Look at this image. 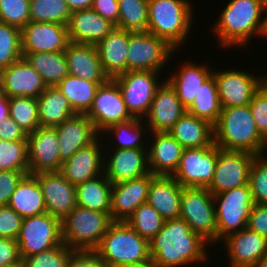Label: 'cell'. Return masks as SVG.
Returning <instances> with one entry per match:
<instances>
[{
  "label": "cell",
  "instance_id": "6da1fadb",
  "mask_svg": "<svg viewBox=\"0 0 267 267\" xmlns=\"http://www.w3.org/2000/svg\"><path fill=\"white\" fill-rule=\"evenodd\" d=\"M151 260L158 267H184L206 261V245L181 218L165 220L162 229L149 241Z\"/></svg>",
  "mask_w": 267,
  "mask_h": 267
},
{
  "label": "cell",
  "instance_id": "7a4b0ae2",
  "mask_svg": "<svg viewBox=\"0 0 267 267\" xmlns=\"http://www.w3.org/2000/svg\"><path fill=\"white\" fill-rule=\"evenodd\" d=\"M213 129L214 143L220 149L266 153L267 141L259 134L249 105L222 108Z\"/></svg>",
  "mask_w": 267,
  "mask_h": 267
},
{
  "label": "cell",
  "instance_id": "3957f363",
  "mask_svg": "<svg viewBox=\"0 0 267 267\" xmlns=\"http://www.w3.org/2000/svg\"><path fill=\"white\" fill-rule=\"evenodd\" d=\"M263 10L262 0H230L214 24L220 45L247 46L253 34L258 36Z\"/></svg>",
  "mask_w": 267,
  "mask_h": 267
},
{
  "label": "cell",
  "instance_id": "277c9868",
  "mask_svg": "<svg viewBox=\"0 0 267 267\" xmlns=\"http://www.w3.org/2000/svg\"><path fill=\"white\" fill-rule=\"evenodd\" d=\"M94 251L109 267L151 260L149 241L133 230L126 221H114Z\"/></svg>",
  "mask_w": 267,
  "mask_h": 267
},
{
  "label": "cell",
  "instance_id": "5b68a950",
  "mask_svg": "<svg viewBox=\"0 0 267 267\" xmlns=\"http://www.w3.org/2000/svg\"><path fill=\"white\" fill-rule=\"evenodd\" d=\"M193 7L188 0H148L147 31L165 39L176 50L190 33Z\"/></svg>",
  "mask_w": 267,
  "mask_h": 267
},
{
  "label": "cell",
  "instance_id": "8992f818",
  "mask_svg": "<svg viewBox=\"0 0 267 267\" xmlns=\"http://www.w3.org/2000/svg\"><path fill=\"white\" fill-rule=\"evenodd\" d=\"M113 222L110 212L77 205L62 220L63 243L74 250H94Z\"/></svg>",
  "mask_w": 267,
  "mask_h": 267
},
{
  "label": "cell",
  "instance_id": "52a82bcc",
  "mask_svg": "<svg viewBox=\"0 0 267 267\" xmlns=\"http://www.w3.org/2000/svg\"><path fill=\"white\" fill-rule=\"evenodd\" d=\"M217 222V243L247 226L254 205L249 185L213 194ZM218 206V207H217Z\"/></svg>",
  "mask_w": 267,
  "mask_h": 267
},
{
  "label": "cell",
  "instance_id": "ba28073f",
  "mask_svg": "<svg viewBox=\"0 0 267 267\" xmlns=\"http://www.w3.org/2000/svg\"><path fill=\"white\" fill-rule=\"evenodd\" d=\"M180 218L206 242L217 243L214 199L207 188H182Z\"/></svg>",
  "mask_w": 267,
  "mask_h": 267
},
{
  "label": "cell",
  "instance_id": "9c48e42d",
  "mask_svg": "<svg viewBox=\"0 0 267 267\" xmlns=\"http://www.w3.org/2000/svg\"><path fill=\"white\" fill-rule=\"evenodd\" d=\"M21 257H28L63 243L62 220L48 212L25 217L16 239Z\"/></svg>",
  "mask_w": 267,
  "mask_h": 267
},
{
  "label": "cell",
  "instance_id": "30bf717a",
  "mask_svg": "<svg viewBox=\"0 0 267 267\" xmlns=\"http://www.w3.org/2000/svg\"><path fill=\"white\" fill-rule=\"evenodd\" d=\"M176 49L165 39L148 31H129L127 71L150 70L161 72ZM170 57V58H169Z\"/></svg>",
  "mask_w": 267,
  "mask_h": 267
},
{
  "label": "cell",
  "instance_id": "8fae6325",
  "mask_svg": "<svg viewBox=\"0 0 267 267\" xmlns=\"http://www.w3.org/2000/svg\"><path fill=\"white\" fill-rule=\"evenodd\" d=\"M218 152L214 142L210 146L184 149L172 177L183 187L208 188L214 177Z\"/></svg>",
  "mask_w": 267,
  "mask_h": 267
},
{
  "label": "cell",
  "instance_id": "7c38bea8",
  "mask_svg": "<svg viewBox=\"0 0 267 267\" xmlns=\"http://www.w3.org/2000/svg\"><path fill=\"white\" fill-rule=\"evenodd\" d=\"M150 70L127 71L114 78L122 93L126 108L133 118L145 117L152 104L155 92L161 85L157 75Z\"/></svg>",
  "mask_w": 267,
  "mask_h": 267
},
{
  "label": "cell",
  "instance_id": "4fadbf2b",
  "mask_svg": "<svg viewBox=\"0 0 267 267\" xmlns=\"http://www.w3.org/2000/svg\"><path fill=\"white\" fill-rule=\"evenodd\" d=\"M85 115L99 134L113 124L133 118L126 108L118 84L113 79L98 87L92 106Z\"/></svg>",
  "mask_w": 267,
  "mask_h": 267
},
{
  "label": "cell",
  "instance_id": "5bb4252c",
  "mask_svg": "<svg viewBox=\"0 0 267 267\" xmlns=\"http://www.w3.org/2000/svg\"><path fill=\"white\" fill-rule=\"evenodd\" d=\"M255 156L247 151L219 148L214 177L207 188L209 192L213 195L247 185Z\"/></svg>",
  "mask_w": 267,
  "mask_h": 267
},
{
  "label": "cell",
  "instance_id": "9a60e30c",
  "mask_svg": "<svg viewBox=\"0 0 267 267\" xmlns=\"http://www.w3.org/2000/svg\"><path fill=\"white\" fill-rule=\"evenodd\" d=\"M221 108L249 105L254 93L266 81L267 76L256 78L242 70L213 71Z\"/></svg>",
  "mask_w": 267,
  "mask_h": 267
},
{
  "label": "cell",
  "instance_id": "2e32d148",
  "mask_svg": "<svg viewBox=\"0 0 267 267\" xmlns=\"http://www.w3.org/2000/svg\"><path fill=\"white\" fill-rule=\"evenodd\" d=\"M27 143L29 174L60 171L62 161L55 127H38L27 134Z\"/></svg>",
  "mask_w": 267,
  "mask_h": 267
},
{
  "label": "cell",
  "instance_id": "e0dca14e",
  "mask_svg": "<svg viewBox=\"0 0 267 267\" xmlns=\"http://www.w3.org/2000/svg\"><path fill=\"white\" fill-rule=\"evenodd\" d=\"M163 82L155 92L152 104L145 116L147 119L143 118L149 132H169L179 118L187 112V108L179 100L175 89L167 80Z\"/></svg>",
  "mask_w": 267,
  "mask_h": 267
},
{
  "label": "cell",
  "instance_id": "ac0fdd59",
  "mask_svg": "<svg viewBox=\"0 0 267 267\" xmlns=\"http://www.w3.org/2000/svg\"><path fill=\"white\" fill-rule=\"evenodd\" d=\"M47 88L40 74L22 57L0 70V91L11 97H33Z\"/></svg>",
  "mask_w": 267,
  "mask_h": 267
},
{
  "label": "cell",
  "instance_id": "d6986e66",
  "mask_svg": "<svg viewBox=\"0 0 267 267\" xmlns=\"http://www.w3.org/2000/svg\"><path fill=\"white\" fill-rule=\"evenodd\" d=\"M44 196L46 211L63 220L76 206V186L59 171L35 174Z\"/></svg>",
  "mask_w": 267,
  "mask_h": 267
},
{
  "label": "cell",
  "instance_id": "ffe728a7",
  "mask_svg": "<svg viewBox=\"0 0 267 267\" xmlns=\"http://www.w3.org/2000/svg\"><path fill=\"white\" fill-rule=\"evenodd\" d=\"M156 175L151 172L142 177L112 184L110 215L113 221H126L148 200V189Z\"/></svg>",
  "mask_w": 267,
  "mask_h": 267
},
{
  "label": "cell",
  "instance_id": "44dd1931",
  "mask_svg": "<svg viewBox=\"0 0 267 267\" xmlns=\"http://www.w3.org/2000/svg\"><path fill=\"white\" fill-rule=\"evenodd\" d=\"M22 52H61L70 43L66 25L30 21L21 29Z\"/></svg>",
  "mask_w": 267,
  "mask_h": 267
},
{
  "label": "cell",
  "instance_id": "7402d4cb",
  "mask_svg": "<svg viewBox=\"0 0 267 267\" xmlns=\"http://www.w3.org/2000/svg\"><path fill=\"white\" fill-rule=\"evenodd\" d=\"M99 139V140H98ZM102 137L99 136L89 145L79 149L71 158L62 162L60 173L74 186L104 174V158ZM103 152V154H102ZM104 155V156H103Z\"/></svg>",
  "mask_w": 267,
  "mask_h": 267
},
{
  "label": "cell",
  "instance_id": "603a6c76",
  "mask_svg": "<svg viewBox=\"0 0 267 267\" xmlns=\"http://www.w3.org/2000/svg\"><path fill=\"white\" fill-rule=\"evenodd\" d=\"M223 240L230 267H255L267 252V238L247 227Z\"/></svg>",
  "mask_w": 267,
  "mask_h": 267
},
{
  "label": "cell",
  "instance_id": "cb8c5ba5",
  "mask_svg": "<svg viewBox=\"0 0 267 267\" xmlns=\"http://www.w3.org/2000/svg\"><path fill=\"white\" fill-rule=\"evenodd\" d=\"M116 26L92 9L74 11L66 24L71 43L97 45Z\"/></svg>",
  "mask_w": 267,
  "mask_h": 267
},
{
  "label": "cell",
  "instance_id": "d4e9b609",
  "mask_svg": "<svg viewBox=\"0 0 267 267\" xmlns=\"http://www.w3.org/2000/svg\"><path fill=\"white\" fill-rule=\"evenodd\" d=\"M104 162V174L112 184L136 179L150 173L148 149H114Z\"/></svg>",
  "mask_w": 267,
  "mask_h": 267
},
{
  "label": "cell",
  "instance_id": "484cf974",
  "mask_svg": "<svg viewBox=\"0 0 267 267\" xmlns=\"http://www.w3.org/2000/svg\"><path fill=\"white\" fill-rule=\"evenodd\" d=\"M59 140V156L63 162L79 149L92 143L99 133L85 114H75L55 127Z\"/></svg>",
  "mask_w": 267,
  "mask_h": 267
},
{
  "label": "cell",
  "instance_id": "4316f807",
  "mask_svg": "<svg viewBox=\"0 0 267 267\" xmlns=\"http://www.w3.org/2000/svg\"><path fill=\"white\" fill-rule=\"evenodd\" d=\"M150 133V136H153L152 145L148 149L150 172L154 175L172 176L179 166L185 148L168 132Z\"/></svg>",
  "mask_w": 267,
  "mask_h": 267
},
{
  "label": "cell",
  "instance_id": "83f0119b",
  "mask_svg": "<svg viewBox=\"0 0 267 267\" xmlns=\"http://www.w3.org/2000/svg\"><path fill=\"white\" fill-rule=\"evenodd\" d=\"M182 188L172 176L156 175L149 185L147 202L164 220L180 218Z\"/></svg>",
  "mask_w": 267,
  "mask_h": 267
},
{
  "label": "cell",
  "instance_id": "f1b7e54d",
  "mask_svg": "<svg viewBox=\"0 0 267 267\" xmlns=\"http://www.w3.org/2000/svg\"><path fill=\"white\" fill-rule=\"evenodd\" d=\"M69 75L87 81H108L96 45L69 43L64 50Z\"/></svg>",
  "mask_w": 267,
  "mask_h": 267
},
{
  "label": "cell",
  "instance_id": "f546056e",
  "mask_svg": "<svg viewBox=\"0 0 267 267\" xmlns=\"http://www.w3.org/2000/svg\"><path fill=\"white\" fill-rule=\"evenodd\" d=\"M128 44L129 31L115 27L96 45L102 68L109 79L127 72Z\"/></svg>",
  "mask_w": 267,
  "mask_h": 267
},
{
  "label": "cell",
  "instance_id": "4dcf8cb0",
  "mask_svg": "<svg viewBox=\"0 0 267 267\" xmlns=\"http://www.w3.org/2000/svg\"><path fill=\"white\" fill-rule=\"evenodd\" d=\"M168 133L185 149L210 146L214 142L213 125L187 112L179 118Z\"/></svg>",
  "mask_w": 267,
  "mask_h": 267
},
{
  "label": "cell",
  "instance_id": "1f68e13d",
  "mask_svg": "<svg viewBox=\"0 0 267 267\" xmlns=\"http://www.w3.org/2000/svg\"><path fill=\"white\" fill-rule=\"evenodd\" d=\"M8 206L22 218L46 213L44 196L38 179L33 174H26L12 193Z\"/></svg>",
  "mask_w": 267,
  "mask_h": 267
},
{
  "label": "cell",
  "instance_id": "d6a6232c",
  "mask_svg": "<svg viewBox=\"0 0 267 267\" xmlns=\"http://www.w3.org/2000/svg\"><path fill=\"white\" fill-rule=\"evenodd\" d=\"M212 73L205 65L188 62L182 64L179 71L169 76L167 81L175 89L181 103L188 108L200 91L201 85Z\"/></svg>",
  "mask_w": 267,
  "mask_h": 267
},
{
  "label": "cell",
  "instance_id": "836d02e7",
  "mask_svg": "<svg viewBox=\"0 0 267 267\" xmlns=\"http://www.w3.org/2000/svg\"><path fill=\"white\" fill-rule=\"evenodd\" d=\"M37 101L40 126L56 127L76 114L67 98L56 87H47Z\"/></svg>",
  "mask_w": 267,
  "mask_h": 267
},
{
  "label": "cell",
  "instance_id": "e575fe53",
  "mask_svg": "<svg viewBox=\"0 0 267 267\" xmlns=\"http://www.w3.org/2000/svg\"><path fill=\"white\" fill-rule=\"evenodd\" d=\"M111 189L112 183L105 174L86 180L76 186L77 205L94 211L110 212Z\"/></svg>",
  "mask_w": 267,
  "mask_h": 267
},
{
  "label": "cell",
  "instance_id": "d590c367",
  "mask_svg": "<svg viewBox=\"0 0 267 267\" xmlns=\"http://www.w3.org/2000/svg\"><path fill=\"white\" fill-rule=\"evenodd\" d=\"M23 57L40 74L47 87H55L69 75L64 51L23 53Z\"/></svg>",
  "mask_w": 267,
  "mask_h": 267
},
{
  "label": "cell",
  "instance_id": "8d00e7d4",
  "mask_svg": "<svg viewBox=\"0 0 267 267\" xmlns=\"http://www.w3.org/2000/svg\"><path fill=\"white\" fill-rule=\"evenodd\" d=\"M105 82L107 81H87L67 75L55 87L67 98L76 114H86L92 106L98 87Z\"/></svg>",
  "mask_w": 267,
  "mask_h": 267
},
{
  "label": "cell",
  "instance_id": "74e56055",
  "mask_svg": "<svg viewBox=\"0 0 267 267\" xmlns=\"http://www.w3.org/2000/svg\"><path fill=\"white\" fill-rule=\"evenodd\" d=\"M221 109L216 80L211 75L201 85L194 101L187 108V113L204 119L214 126L219 119Z\"/></svg>",
  "mask_w": 267,
  "mask_h": 267
},
{
  "label": "cell",
  "instance_id": "f35d334b",
  "mask_svg": "<svg viewBox=\"0 0 267 267\" xmlns=\"http://www.w3.org/2000/svg\"><path fill=\"white\" fill-rule=\"evenodd\" d=\"M119 20L116 28L131 32L147 31L148 0H118Z\"/></svg>",
  "mask_w": 267,
  "mask_h": 267
},
{
  "label": "cell",
  "instance_id": "ab89813d",
  "mask_svg": "<svg viewBox=\"0 0 267 267\" xmlns=\"http://www.w3.org/2000/svg\"><path fill=\"white\" fill-rule=\"evenodd\" d=\"M141 118H132L131 120L116 123L107 127L101 136L109 132L110 134H115L114 138L117 139L116 149H148L149 146L143 143L142 136L143 130H148V128L142 129L146 124H144ZM142 122V123H141ZM112 132V133H111ZM144 144V145H143ZM148 146V147H147ZM147 147V148H146Z\"/></svg>",
  "mask_w": 267,
  "mask_h": 267
},
{
  "label": "cell",
  "instance_id": "60d3db41",
  "mask_svg": "<svg viewBox=\"0 0 267 267\" xmlns=\"http://www.w3.org/2000/svg\"><path fill=\"white\" fill-rule=\"evenodd\" d=\"M71 9L65 0H30V21L66 25Z\"/></svg>",
  "mask_w": 267,
  "mask_h": 267
},
{
  "label": "cell",
  "instance_id": "b9f144b4",
  "mask_svg": "<svg viewBox=\"0 0 267 267\" xmlns=\"http://www.w3.org/2000/svg\"><path fill=\"white\" fill-rule=\"evenodd\" d=\"M9 111L10 118L27 134L40 127L37 98L25 96L11 97L9 98Z\"/></svg>",
  "mask_w": 267,
  "mask_h": 267
},
{
  "label": "cell",
  "instance_id": "7bdbcfd3",
  "mask_svg": "<svg viewBox=\"0 0 267 267\" xmlns=\"http://www.w3.org/2000/svg\"><path fill=\"white\" fill-rule=\"evenodd\" d=\"M126 222L140 236L150 241L162 229L165 220L146 202L136 208Z\"/></svg>",
  "mask_w": 267,
  "mask_h": 267
},
{
  "label": "cell",
  "instance_id": "ee69618b",
  "mask_svg": "<svg viewBox=\"0 0 267 267\" xmlns=\"http://www.w3.org/2000/svg\"><path fill=\"white\" fill-rule=\"evenodd\" d=\"M22 57L21 29L0 22V70Z\"/></svg>",
  "mask_w": 267,
  "mask_h": 267
},
{
  "label": "cell",
  "instance_id": "f6af8a7d",
  "mask_svg": "<svg viewBox=\"0 0 267 267\" xmlns=\"http://www.w3.org/2000/svg\"><path fill=\"white\" fill-rule=\"evenodd\" d=\"M29 171L27 141L0 139V171Z\"/></svg>",
  "mask_w": 267,
  "mask_h": 267
},
{
  "label": "cell",
  "instance_id": "bcb514c9",
  "mask_svg": "<svg viewBox=\"0 0 267 267\" xmlns=\"http://www.w3.org/2000/svg\"><path fill=\"white\" fill-rule=\"evenodd\" d=\"M74 249L62 243L40 253L21 257L25 267H66Z\"/></svg>",
  "mask_w": 267,
  "mask_h": 267
},
{
  "label": "cell",
  "instance_id": "7dc6e473",
  "mask_svg": "<svg viewBox=\"0 0 267 267\" xmlns=\"http://www.w3.org/2000/svg\"><path fill=\"white\" fill-rule=\"evenodd\" d=\"M256 155L251 163L248 185L255 204H267V158Z\"/></svg>",
  "mask_w": 267,
  "mask_h": 267
},
{
  "label": "cell",
  "instance_id": "c3c4849f",
  "mask_svg": "<svg viewBox=\"0 0 267 267\" xmlns=\"http://www.w3.org/2000/svg\"><path fill=\"white\" fill-rule=\"evenodd\" d=\"M0 22L22 29L30 22V0H0Z\"/></svg>",
  "mask_w": 267,
  "mask_h": 267
},
{
  "label": "cell",
  "instance_id": "681fc988",
  "mask_svg": "<svg viewBox=\"0 0 267 267\" xmlns=\"http://www.w3.org/2000/svg\"><path fill=\"white\" fill-rule=\"evenodd\" d=\"M259 134L267 141V82L254 93L249 103Z\"/></svg>",
  "mask_w": 267,
  "mask_h": 267
},
{
  "label": "cell",
  "instance_id": "f907efd6",
  "mask_svg": "<svg viewBox=\"0 0 267 267\" xmlns=\"http://www.w3.org/2000/svg\"><path fill=\"white\" fill-rule=\"evenodd\" d=\"M23 218L11 207L0 206V237L16 240Z\"/></svg>",
  "mask_w": 267,
  "mask_h": 267
},
{
  "label": "cell",
  "instance_id": "816d5d0a",
  "mask_svg": "<svg viewBox=\"0 0 267 267\" xmlns=\"http://www.w3.org/2000/svg\"><path fill=\"white\" fill-rule=\"evenodd\" d=\"M26 174H29V171H0V206L8 205L12 193Z\"/></svg>",
  "mask_w": 267,
  "mask_h": 267
},
{
  "label": "cell",
  "instance_id": "f5cc1de1",
  "mask_svg": "<svg viewBox=\"0 0 267 267\" xmlns=\"http://www.w3.org/2000/svg\"><path fill=\"white\" fill-rule=\"evenodd\" d=\"M66 267H109L94 250H74Z\"/></svg>",
  "mask_w": 267,
  "mask_h": 267
},
{
  "label": "cell",
  "instance_id": "db71d44e",
  "mask_svg": "<svg viewBox=\"0 0 267 267\" xmlns=\"http://www.w3.org/2000/svg\"><path fill=\"white\" fill-rule=\"evenodd\" d=\"M246 227L267 238V204L254 203Z\"/></svg>",
  "mask_w": 267,
  "mask_h": 267
},
{
  "label": "cell",
  "instance_id": "11a10c76",
  "mask_svg": "<svg viewBox=\"0 0 267 267\" xmlns=\"http://www.w3.org/2000/svg\"><path fill=\"white\" fill-rule=\"evenodd\" d=\"M21 260L16 240L0 237V267H9Z\"/></svg>",
  "mask_w": 267,
  "mask_h": 267
},
{
  "label": "cell",
  "instance_id": "9f6ffc18",
  "mask_svg": "<svg viewBox=\"0 0 267 267\" xmlns=\"http://www.w3.org/2000/svg\"><path fill=\"white\" fill-rule=\"evenodd\" d=\"M91 9L117 26L119 20L118 0H93Z\"/></svg>",
  "mask_w": 267,
  "mask_h": 267
},
{
  "label": "cell",
  "instance_id": "6f0895ef",
  "mask_svg": "<svg viewBox=\"0 0 267 267\" xmlns=\"http://www.w3.org/2000/svg\"><path fill=\"white\" fill-rule=\"evenodd\" d=\"M0 139L4 141H27V133L10 117L0 120Z\"/></svg>",
  "mask_w": 267,
  "mask_h": 267
},
{
  "label": "cell",
  "instance_id": "680465c9",
  "mask_svg": "<svg viewBox=\"0 0 267 267\" xmlns=\"http://www.w3.org/2000/svg\"><path fill=\"white\" fill-rule=\"evenodd\" d=\"M65 1L68 3L71 12L91 9L93 2V0H65Z\"/></svg>",
  "mask_w": 267,
  "mask_h": 267
},
{
  "label": "cell",
  "instance_id": "91938a15",
  "mask_svg": "<svg viewBox=\"0 0 267 267\" xmlns=\"http://www.w3.org/2000/svg\"><path fill=\"white\" fill-rule=\"evenodd\" d=\"M9 117V97L0 91V120H6Z\"/></svg>",
  "mask_w": 267,
  "mask_h": 267
},
{
  "label": "cell",
  "instance_id": "94428289",
  "mask_svg": "<svg viewBox=\"0 0 267 267\" xmlns=\"http://www.w3.org/2000/svg\"><path fill=\"white\" fill-rule=\"evenodd\" d=\"M265 11V12H264ZM267 13V9H264L263 10V13H262V19H261V25H260V30H259V33H258V36H263L264 37H267V14L265 17H263V15Z\"/></svg>",
  "mask_w": 267,
  "mask_h": 267
},
{
  "label": "cell",
  "instance_id": "6125c7cd",
  "mask_svg": "<svg viewBox=\"0 0 267 267\" xmlns=\"http://www.w3.org/2000/svg\"><path fill=\"white\" fill-rule=\"evenodd\" d=\"M119 267H158L152 260L138 264L123 265Z\"/></svg>",
  "mask_w": 267,
  "mask_h": 267
},
{
  "label": "cell",
  "instance_id": "be15d7a7",
  "mask_svg": "<svg viewBox=\"0 0 267 267\" xmlns=\"http://www.w3.org/2000/svg\"><path fill=\"white\" fill-rule=\"evenodd\" d=\"M255 267H267V252L259 259Z\"/></svg>",
  "mask_w": 267,
  "mask_h": 267
},
{
  "label": "cell",
  "instance_id": "e7e4bbea",
  "mask_svg": "<svg viewBox=\"0 0 267 267\" xmlns=\"http://www.w3.org/2000/svg\"><path fill=\"white\" fill-rule=\"evenodd\" d=\"M9 267H25V266H24L23 262L20 261L19 263L12 265V266H9Z\"/></svg>",
  "mask_w": 267,
  "mask_h": 267
},
{
  "label": "cell",
  "instance_id": "03108f58",
  "mask_svg": "<svg viewBox=\"0 0 267 267\" xmlns=\"http://www.w3.org/2000/svg\"><path fill=\"white\" fill-rule=\"evenodd\" d=\"M263 8L267 9V0H262Z\"/></svg>",
  "mask_w": 267,
  "mask_h": 267
}]
</instances>
